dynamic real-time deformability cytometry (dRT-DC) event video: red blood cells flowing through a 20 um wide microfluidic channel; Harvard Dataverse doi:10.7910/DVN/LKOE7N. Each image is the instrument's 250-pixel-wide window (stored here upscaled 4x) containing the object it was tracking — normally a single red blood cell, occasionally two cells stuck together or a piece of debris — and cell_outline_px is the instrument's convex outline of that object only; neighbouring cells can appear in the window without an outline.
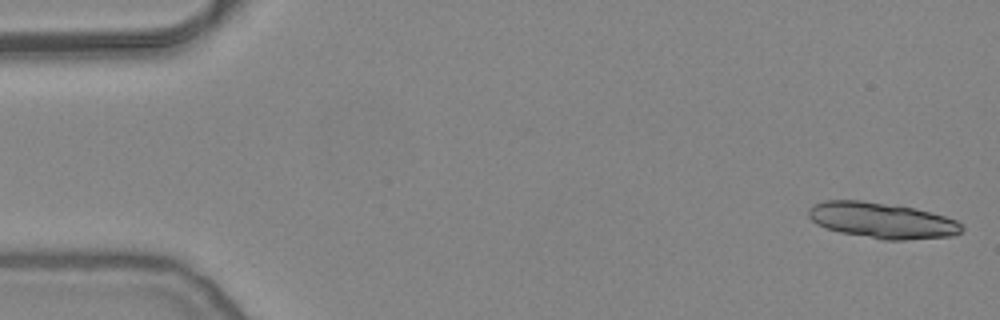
{"species": "common noctule bat (a hibernating species)", "species_latin": "Nyctalus noctula", "temperature_condition": "warm", "stored_images_in_passage": 6, "camera_frame_rate_fps": 3000, "um_per_image_px": 0.085, "animal": {"sex": "female", "body_mass_g": 24.6, "forearm_length_mm": 56.2}, "frame": {"image": 1, "passage_image": 1, "time_ms": 0.0, "image_size_px": [1000, 320], "cell_outline_px": [[964, 228], [960, 232], [952, 236], [904, 240], [884, 240], [840, 232], [816, 224], [808, 216], [808, 208], [812, 204], [824, 200], [860, 200], [896, 204], [944, 216], [956, 220]], "centroid_in_image_um": [74.93, 18.72], "position_along_channel_um": 10.1, "area_um2": 31.96}}